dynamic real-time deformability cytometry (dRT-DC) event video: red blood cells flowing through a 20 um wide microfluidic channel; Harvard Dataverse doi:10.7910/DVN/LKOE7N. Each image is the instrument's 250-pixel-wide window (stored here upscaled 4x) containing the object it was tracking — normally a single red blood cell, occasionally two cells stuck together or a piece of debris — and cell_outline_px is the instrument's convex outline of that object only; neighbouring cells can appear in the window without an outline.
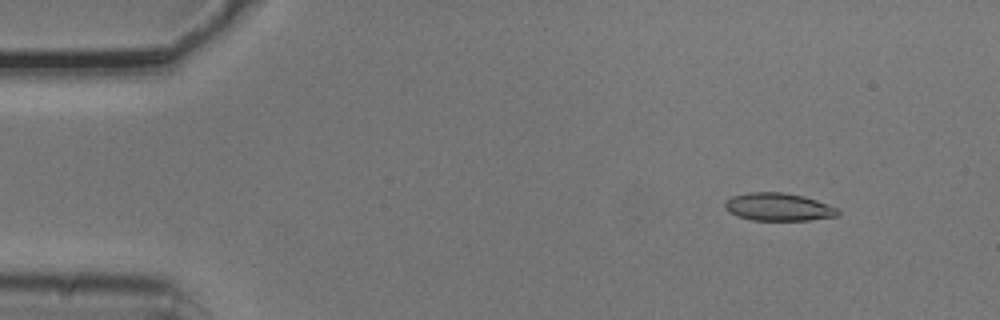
{"species": "common noctule bat (a hibernating species)", "species_latin": "Nyctalus noctula", "temperature_condition": "cold", "stored_images_in_passage": 4, "camera_frame_rate_fps": 3000, "um_per_image_px": 0.085, "animal": {"sex": "male", "body_mass_g": 20.5, "forearm_length_mm": 52.5}, "frame": {"image": 1, "passage_image": 1, "time_ms": 0.0, "image_size_px": [1000, 320], "cell_outline_px": [[840, 212], [836, 216], [808, 220], [752, 220], [736, 216], [728, 212], [724, 208], [724, 200], [732, 196], [748, 192], [784, 192], [804, 196], [816, 200], [836, 208]], "centroid_in_image_um": [66.09, 17.58], "position_along_channel_um": 18.9, "area_um2": 18.38}}
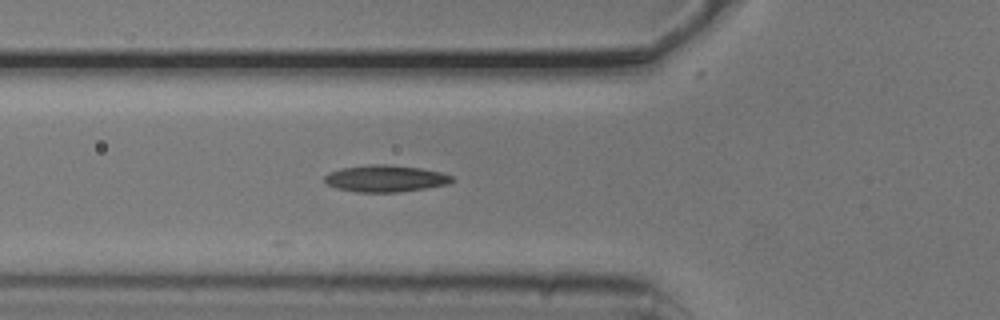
{"frame": {"image": 2, "passage_image": 4, "time_ms": 1.0, "image_size_px": [1000, 320], "cell_outline_px": [[456, 180], [448, 184], [424, 188], [396, 192], [356, 192], [336, 188], [328, 184], [324, 180], [324, 176], [328, 172], [340, 168], [368, 164], [388, 164], [420, 168], [440, 172], [452, 176]], "centroid_in_image_um": [32.73, 15.16], "position_along_channel_um": 93.1, "area_um2": 19.94}}